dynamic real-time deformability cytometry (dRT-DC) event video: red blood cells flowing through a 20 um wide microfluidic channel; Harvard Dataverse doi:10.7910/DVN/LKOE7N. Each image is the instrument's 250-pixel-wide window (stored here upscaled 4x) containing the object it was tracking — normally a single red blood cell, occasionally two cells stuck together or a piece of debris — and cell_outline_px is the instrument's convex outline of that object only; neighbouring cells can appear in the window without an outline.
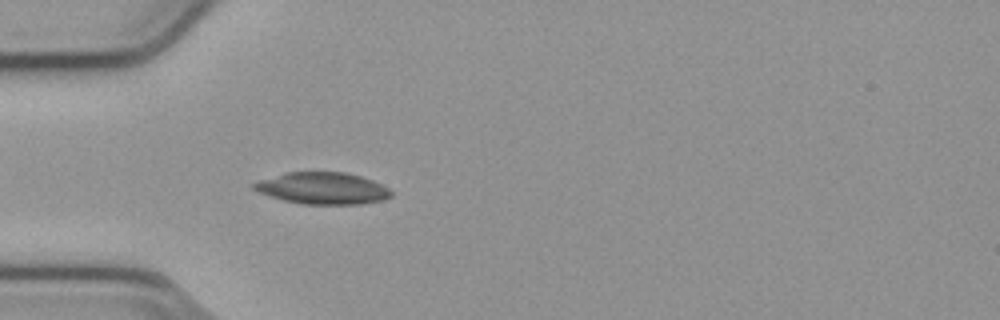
{"species": "common noctule bat (a hibernating species)", "species_latin": "Nyctalus noctula", "temperature_condition": "cold", "stored_images_in_passage": 54, "camera_frame_rate_fps": 3000, "um_per_image_px": 0.085, "animal": {"sex": "male", "body_mass_g": 23.1, "forearm_length_mm": 52.7}, "frame": {"image": 1, "passage_image": 16, "time_ms": 5.0, "image_size_px": [1000, 320], "cell_outline_px": [[392, 196], [384, 200], [360, 204], [304, 204], [284, 200], [260, 192], [252, 188], [252, 184], [256, 180], [284, 172], [344, 172], [360, 176], [372, 180], [388, 188], [392, 192]], "centroid_in_image_um": [27.41, 15.99], "position_along_channel_um": 57.6, "area_um2": 25.43}}
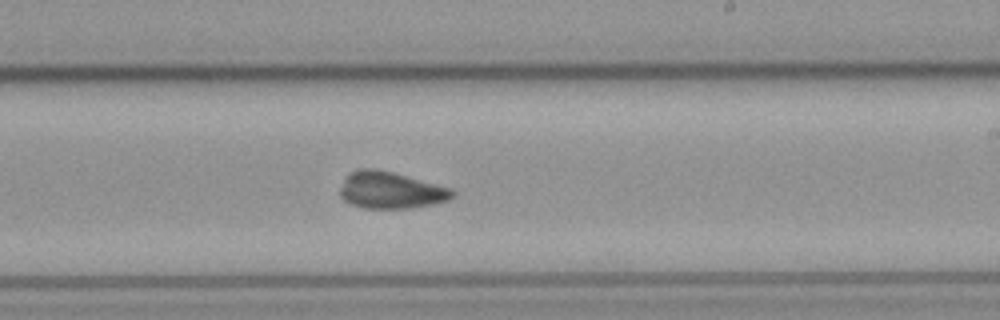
{"frame": {"image": 2, "passage_image": 32, "time_ms": 10.333, "image_size_px": [1000, 320], "cell_outline_px": [[456, 192], [448, 200], [432, 204], [408, 208], [364, 208], [352, 204], [344, 200], [340, 196], [340, 188], [344, 176], [348, 172], [356, 168], [376, 168], [392, 172], [452, 188]], "centroid_in_image_um": [33.16, 16.15], "position_along_channel_um": 255.8, "area_um2": 24.22}}
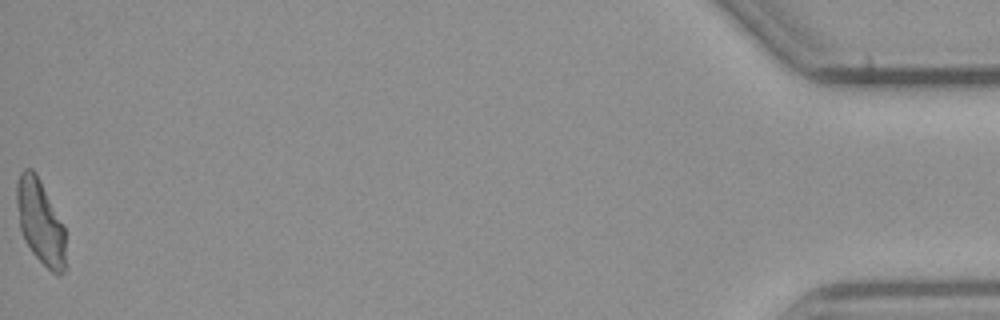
{"frame": {"image": 3, "passage_image": 54, "time_ms": 17.667, "image_size_px": [1000, 320], "cell_outline_px": [[64, 272], [60, 276], [52, 272], [32, 252], [24, 240], [20, 228], [16, 204], [16, 184], [20, 172], [24, 168], [32, 168], [36, 172], [64, 228]], "centroid_in_image_um": [3.39, 18.83], "position_along_channel_um": 431.8, "area_um2": 23.7}, "authors_computed_cell_mechanics": {"area_um2": 24.0737, "velocity_mm_per_s": 3.8034, "shape_relaxation_time_tau1_ms": 3.7119, "shape_relaxation_time_tau2_ms": 6.9294, "deformation_change_tau1": 0.1305, "deformation_change_tau2": 0.1586}}